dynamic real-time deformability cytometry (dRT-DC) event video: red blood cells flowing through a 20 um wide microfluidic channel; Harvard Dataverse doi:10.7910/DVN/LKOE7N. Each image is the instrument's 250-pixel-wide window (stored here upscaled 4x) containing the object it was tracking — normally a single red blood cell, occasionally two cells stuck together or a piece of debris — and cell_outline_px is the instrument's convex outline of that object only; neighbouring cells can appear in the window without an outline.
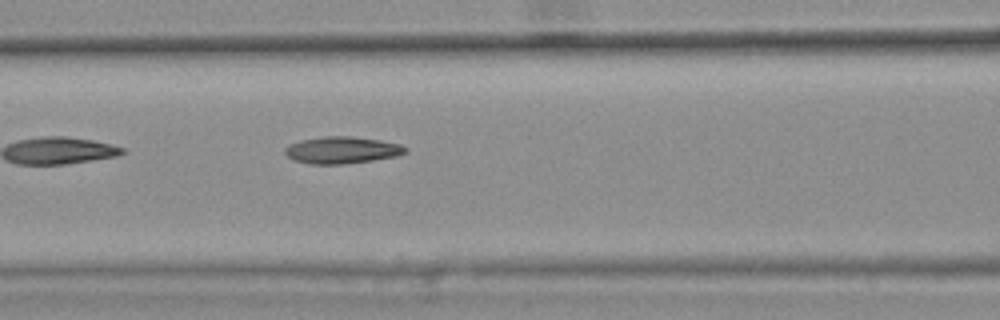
{"species": "common noctule bat (a hibernating species)", "species_latin": "Nyctalus noctula", "temperature_condition": "warm", "stored_images_in_passage": 6, "camera_frame_rate_fps": 3000, "um_per_image_px": 0.085, "animal": {"sex": "female", "body_mass_g": 25.1}, "frame": {"image": 1, "passage_image": 6, "time_ms": 1.667, "image_size_px": [1000, 320], "cell_outline_px": [[408, 152], [396, 156], [372, 160], [344, 164], [308, 164], [296, 160], [288, 156], [284, 152], [284, 148], [288, 144], [300, 140], [324, 136], [352, 136], [380, 140], [400, 144], [408, 148]], "centroid_in_image_um": [29.06, 12.75], "position_along_channel_um": 137.5, "area_um2": 18.96}}